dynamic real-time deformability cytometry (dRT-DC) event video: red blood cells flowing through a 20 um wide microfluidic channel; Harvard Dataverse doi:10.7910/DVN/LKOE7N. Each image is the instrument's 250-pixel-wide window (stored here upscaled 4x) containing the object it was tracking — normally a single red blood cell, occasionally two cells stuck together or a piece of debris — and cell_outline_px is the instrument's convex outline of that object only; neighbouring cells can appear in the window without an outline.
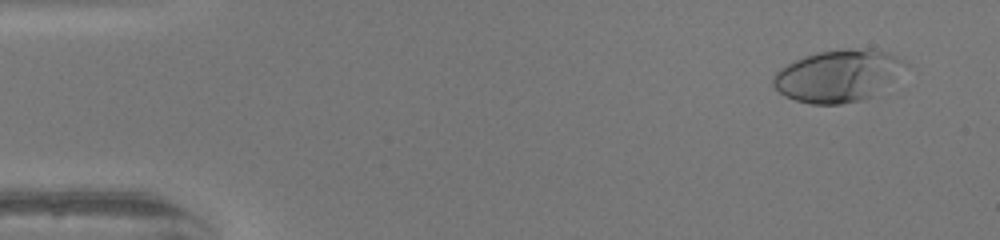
{"species": "human", "species_latin": "Homo sapiens", "temperature_condition": "warm", "stored_images_in_passage": 43, "camera_frame_rate_fps": 3000, "um_per_image_px": 0.085, "donor": {"sex": "female"}, "frame": {"image": 1, "passage_image": 3, "time_ms": 0.667, "image_size_px": [1000, 240], "cell_outline_px": [[908, 64], [892, 80], [872, 96], [860, 100], [840, 104], [812, 104], [796, 100], [784, 96], [772, 84], [772, 76], [780, 68], [804, 56], [816, 52], [848, 48], [872, 48], [892, 52], [900, 56]], "centroid_in_image_um": [71.24, 6.41], "position_along_channel_um": 13.8, "area_um2": 40.11}}
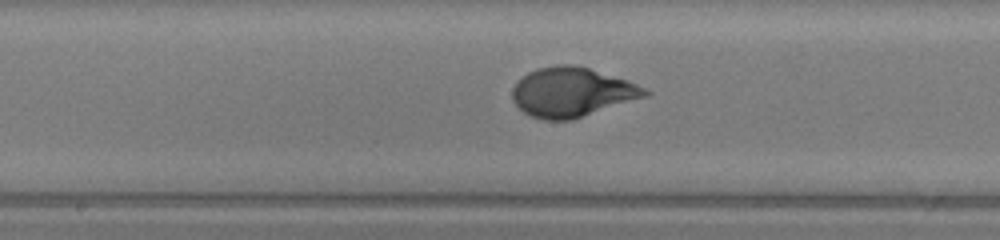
{"frame": {"image": 2, "passage_image": 26, "time_ms": 8.333, "image_size_px": [1000, 240], "cell_outline_px": [[652, 92], [648, 96], [572, 120], [544, 120], [532, 116], [524, 112], [512, 100], [512, 88], [528, 72], [540, 68], [556, 64], [576, 64], [628, 80]], "centroid_in_image_um": [48.64, 7.83], "position_along_channel_um": 199.6, "area_um2": 38.15}}
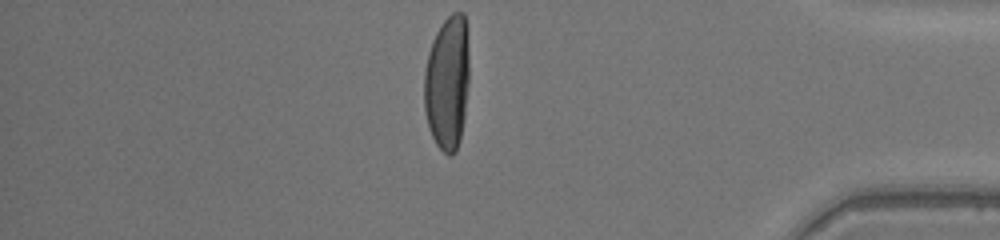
{"frame": {"image": 3, "passage_image": 43, "time_ms": 14.0, "image_size_px": [1000, 240], "cell_outline_px": [[468, 84], [464, 116], [460, 140], [456, 152], [452, 156], [448, 156], [436, 144], [428, 128], [424, 108], [424, 72], [428, 52], [432, 40], [440, 24], [452, 12], [464, 12], [468, 48]], "centroid_in_image_um": [38.0, 7.03], "position_along_channel_um": 397.2, "area_um2": 35.6}, "authors_computed_cell_mechanics": {"area_um2": 36.8764, "velocity_mm_per_s": 4.085, "shape_relaxation_time_tau1_ms": 5.1924, "shape_relaxation_time_tau2_ms": null, "deformation_change_tau1": 0.2719, "deformation_change_tau2": null}}